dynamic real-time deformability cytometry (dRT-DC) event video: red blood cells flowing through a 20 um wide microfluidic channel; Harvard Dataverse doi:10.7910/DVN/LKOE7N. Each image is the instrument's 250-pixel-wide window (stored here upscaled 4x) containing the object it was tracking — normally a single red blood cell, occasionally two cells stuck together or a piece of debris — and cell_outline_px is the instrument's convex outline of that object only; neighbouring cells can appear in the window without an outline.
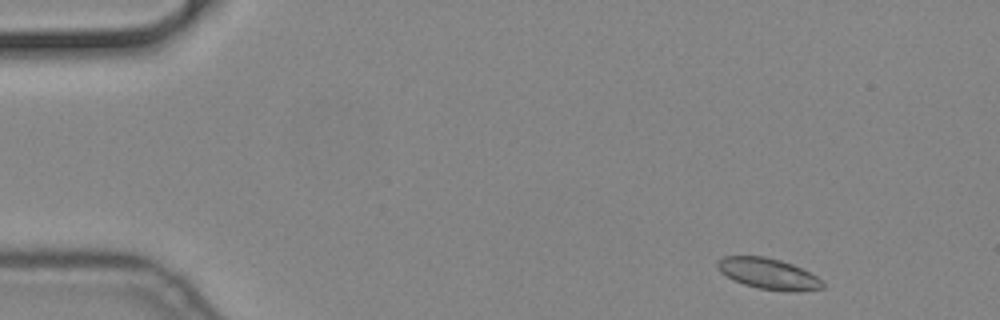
{"species": "common noctule bat (a hibernating species)", "species_latin": "Nyctalus noctula", "temperature_condition": "cold", "stored_images_in_passage": 54, "camera_frame_rate_fps": 3000, "um_per_image_px": 0.085, "animal": {"sex": "male", "body_mass_g": 19.2, "forearm_length_mm": 51.8}, "frame": {"image": 1, "passage_image": 3, "time_ms": 0.667, "image_size_px": [1000, 320], "cell_outline_px": [[824, 288], [800, 292], [792, 292], [760, 288], [744, 284], [732, 280], [720, 272], [716, 264], [716, 260], [724, 256], [764, 256], [780, 260], [792, 264], [816, 276], [824, 284]], "centroid_in_image_um": [65.28, 23.27], "position_along_channel_um": 19.7, "area_um2": 18.96}}
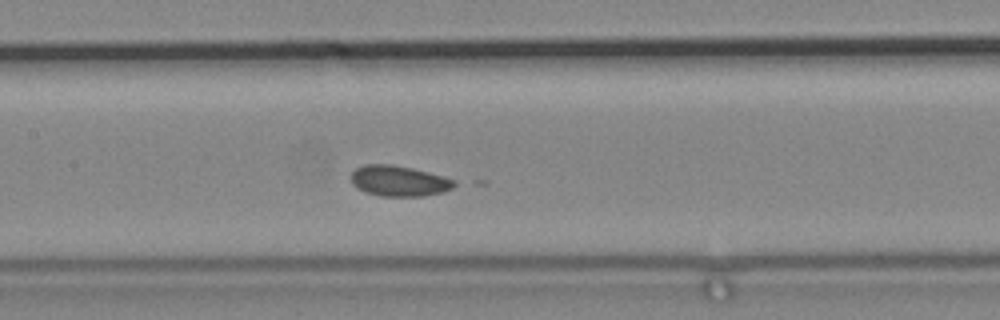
{"frame": {"image": 2, "passage_image": 24, "time_ms": 7.667, "image_size_px": [1000, 320], "cell_outline_px": [[460, 184], [444, 192], [424, 196], [380, 196], [364, 192], [352, 184], [352, 172], [356, 168], [364, 164], [392, 164], [412, 168], [444, 176], [456, 180]], "centroid_in_image_um": [33.95, 15.38], "position_along_channel_um": 173.4, "area_um2": 18.67}}
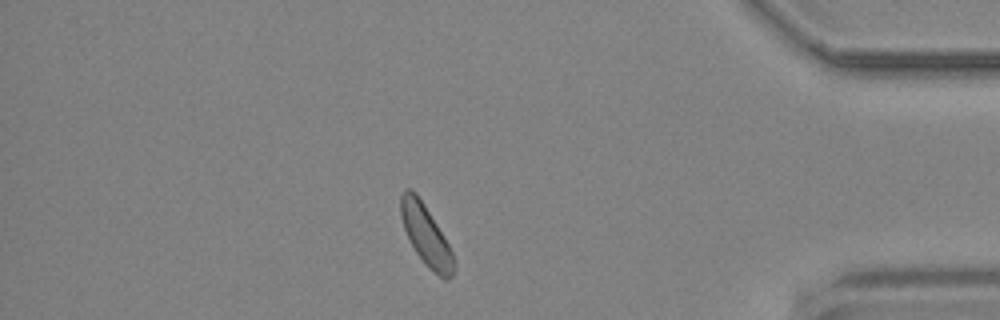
{"frame": {"image": 3, "passage_image": 46, "time_ms": 15.0, "image_size_px": [1000, 320], "cell_outline_px": [[456, 268], [452, 276], [448, 280], [444, 280], [428, 268], [416, 252], [404, 228], [400, 216], [400, 196], [404, 188], [412, 188], [416, 192], [424, 204], [448, 244], [456, 260]], "centroid_in_image_um": [36.21, 20.01], "position_along_channel_um": 399.0, "area_um2": 18.67}}